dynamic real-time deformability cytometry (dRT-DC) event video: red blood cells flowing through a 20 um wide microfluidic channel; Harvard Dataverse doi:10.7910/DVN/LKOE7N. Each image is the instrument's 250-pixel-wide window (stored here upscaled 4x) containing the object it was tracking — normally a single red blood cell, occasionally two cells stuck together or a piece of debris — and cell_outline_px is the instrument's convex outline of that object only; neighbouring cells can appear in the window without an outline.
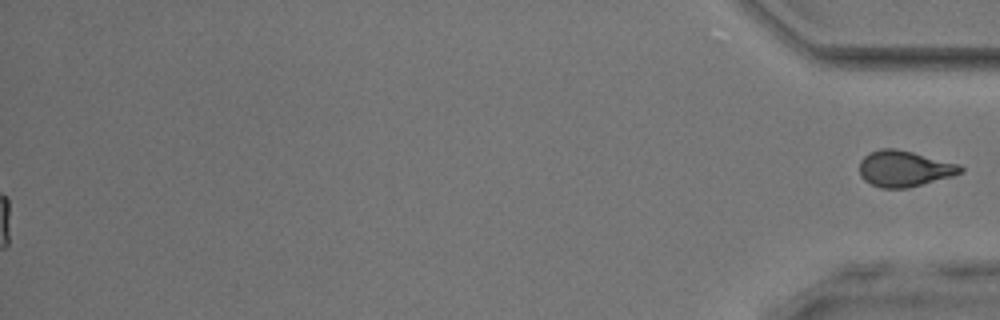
{"species": "common noctule bat (a hibernating species)", "species_latin": "Nyctalus noctula", "temperature_condition": "room temperature", "stored_images_in_passage": 53, "segment_of_instrument_passage": [2, 2], "camera_frame_rate_fps": 3000, "um_per_image_px": 0.085, "animal": {"sex": "male", "body_mass_g": 17.9, "forearm_length_mm": 54.2}, "frame": {"image": 1, "passage_image": 53, "time_ms": 17.333, "image_size_px": [1000, 320], "cell_outline_px": [[964, 172], [952, 176], [908, 188], [880, 188], [864, 180], [860, 176], [860, 160], [868, 152], [880, 148], [896, 148], [960, 164], [964, 168]], "centroid_in_image_um": [76.86, 14.33], "position_along_channel_um": 358.3, "area_um2": 21.33}}